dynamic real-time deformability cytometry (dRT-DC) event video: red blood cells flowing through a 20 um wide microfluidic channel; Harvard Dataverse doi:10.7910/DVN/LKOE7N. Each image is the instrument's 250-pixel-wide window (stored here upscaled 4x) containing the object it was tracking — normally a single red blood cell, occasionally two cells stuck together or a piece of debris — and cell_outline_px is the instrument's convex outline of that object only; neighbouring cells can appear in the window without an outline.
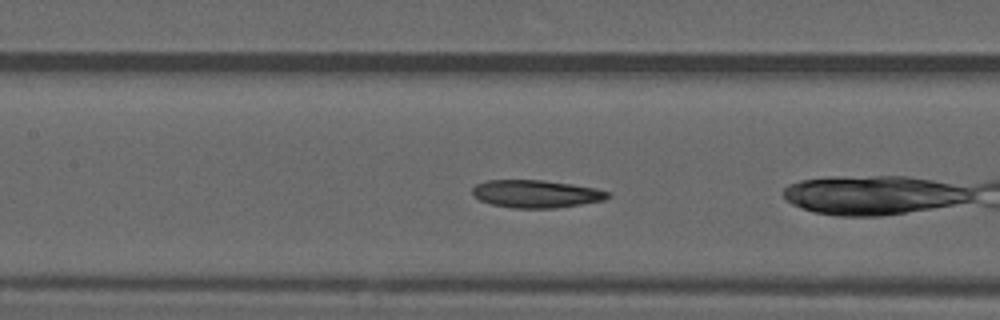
{"species": "common noctule bat (a hibernating species)", "species_latin": "Nyctalus noctula", "temperature_condition": "warm", "stored_images_in_passage": 7, "camera_frame_rate_fps": 3000, "um_per_image_px": 0.085, "animal": {"sex": "male", "forearm_length_mm": 52.5}, "frame": {"image": 1, "passage_image": 5, "time_ms": 1.333, "image_size_px": [1000, 320], "cell_outline_px": [[612, 196], [604, 200], [556, 208], [512, 208], [492, 204], [480, 200], [472, 192], [472, 188], [476, 184], [484, 180], [544, 180], [572, 184], [596, 188], [612, 192]], "centroid_in_image_um": [45.6, 16.47], "position_along_channel_um": 161.8, "area_um2": 21.96}}